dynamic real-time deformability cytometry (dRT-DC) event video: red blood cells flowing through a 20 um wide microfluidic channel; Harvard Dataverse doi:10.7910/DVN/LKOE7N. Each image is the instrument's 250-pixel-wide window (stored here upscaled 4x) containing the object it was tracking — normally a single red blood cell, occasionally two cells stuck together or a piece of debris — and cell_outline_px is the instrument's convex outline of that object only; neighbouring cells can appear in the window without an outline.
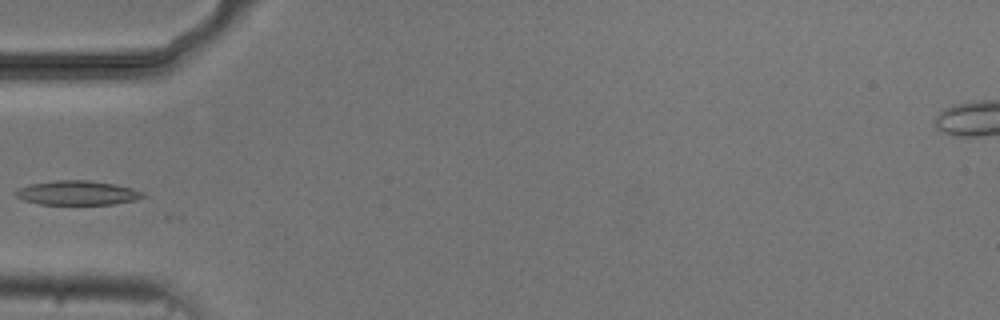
{"species": "common noctule bat (a hibernating species)", "species_latin": "Nyctalus noctula", "temperature_condition": "cold", "stored_images_in_passage": 5, "camera_frame_rate_fps": 3000, "um_per_image_px": 0.085, "animal": {"sex": "male", "body_mass_g": 20.5, "forearm_length_mm": 52.5}, "frame": {"image": 1, "passage_image": 5, "time_ms": 5.0, "image_size_px": [1000, 320], "cell_outline_px": [[144, 196], [136, 200], [112, 204], [40, 204], [24, 200], [16, 196], [12, 192], [20, 188], [32, 184], [56, 180], [88, 180], [116, 184], [132, 188], [144, 192]], "centroid_in_image_um": [6.59, 16.39], "position_along_channel_um": 78.4, "area_um2": 17.92}}